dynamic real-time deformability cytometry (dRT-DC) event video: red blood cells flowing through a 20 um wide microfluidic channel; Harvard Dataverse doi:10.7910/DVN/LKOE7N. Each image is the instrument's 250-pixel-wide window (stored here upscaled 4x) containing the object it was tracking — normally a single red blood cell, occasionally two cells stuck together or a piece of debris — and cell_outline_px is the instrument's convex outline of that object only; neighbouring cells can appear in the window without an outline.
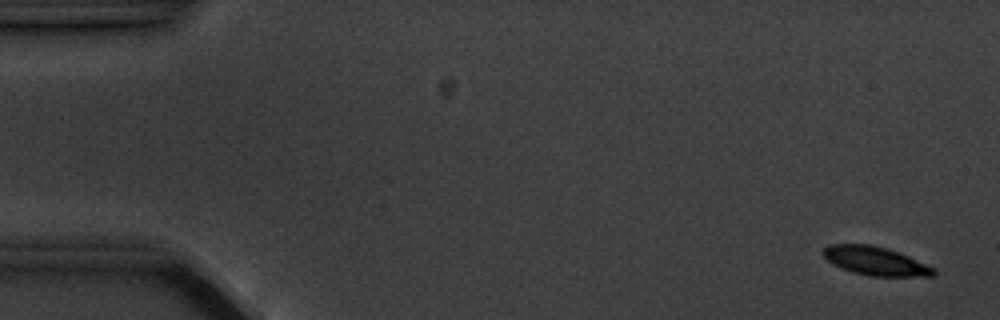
{"species": "common noctule bat (a hibernating species)", "species_latin": "Nyctalus noctula", "temperature_condition": "cold", "stored_images_in_passage": 4, "camera_frame_rate_fps": 3000, "um_per_image_px": 0.085, "animal": {"sex": "male", "body_mass_g": 20.1, "forearm_length_mm": 53.5}, "frame": {"image": 1, "passage_image": 1, "time_ms": 0.0, "image_size_px": [1000, 320], "cell_outline_px": [[936, 276], [868, 276], [852, 272], [840, 268], [832, 264], [820, 252], [828, 244], [868, 244], [884, 248], [908, 256], [936, 268]], "centroid_in_image_um": [74.39, 22.19], "position_along_channel_um": 10.6, "area_um2": 18.44}}
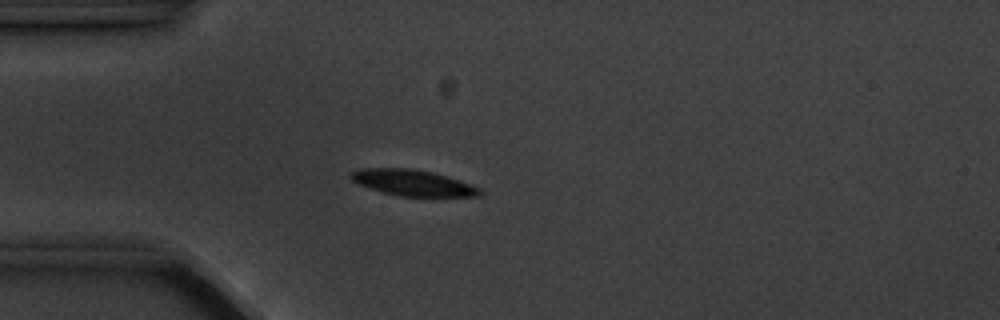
{"frame": {"image": 2, "passage_image": 4, "time_ms": 4.333, "image_size_px": [1000, 320], "cell_outline_px": [[484, 192], [480, 196], [400, 196], [380, 192], [360, 184], [352, 180], [348, 176], [352, 172], [360, 168], [412, 168], [432, 172], [448, 176], [460, 180], [480, 188]], "centroid_in_image_um": [35.1, 15.53], "position_along_channel_um": 49.9, "area_um2": 19.59}}